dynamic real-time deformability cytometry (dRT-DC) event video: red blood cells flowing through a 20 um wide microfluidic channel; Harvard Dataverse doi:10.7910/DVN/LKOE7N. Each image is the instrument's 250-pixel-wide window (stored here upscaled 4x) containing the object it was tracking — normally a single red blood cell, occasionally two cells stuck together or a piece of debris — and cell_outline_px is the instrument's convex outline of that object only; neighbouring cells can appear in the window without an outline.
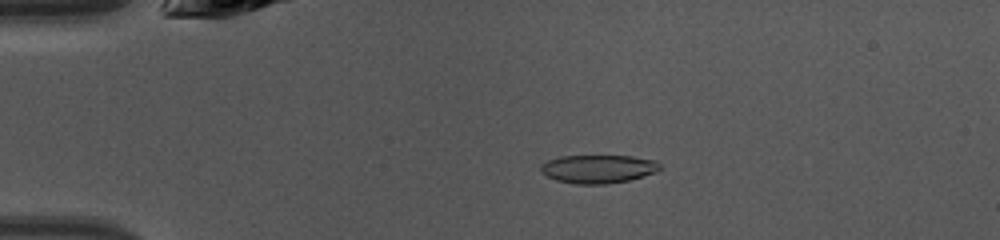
{"species": "common noctule bat (a hibernating species)", "species_latin": "Nyctalus noctula", "temperature_condition": "warm", "stored_images_in_passage": 46, "camera_frame_rate_fps": 3000, "um_per_image_px": 0.085, "animal": {"sex": "female", "body_mass_g": 10.0, "forearm_length_mm": 53.1}, "frame": {"image": 1, "passage_image": 10, "time_ms": 3.0, "image_size_px": [1000, 240], "cell_outline_px": [[660, 168], [656, 172], [628, 180], [608, 184], [576, 184], [556, 180], [540, 172], [540, 164], [548, 160], [560, 156], [632, 156], [656, 160], [660, 164]], "centroid_in_image_um": [50.83, 14.35], "position_along_channel_um": 34.2, "area_um2": 19.71}}
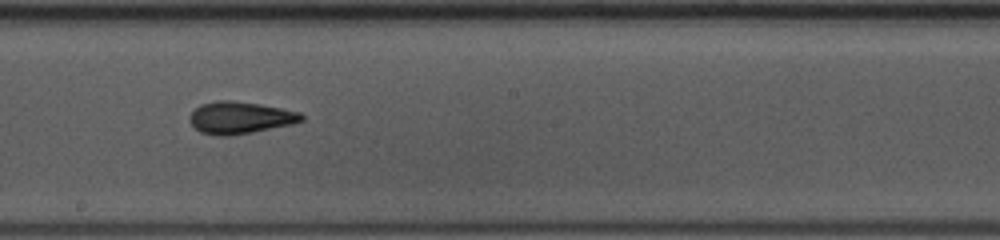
{"frame": {"image": 2, "passage_image": 26, "time_ms": 8.333, "image_size_px": [1000, 240], "cell_outline_px": [[304, 120], [292, 124], [252, 132], [228, 136], [216, 136], [200, 132], [192, 124], [188, 116], [200, 104], [216, 100], [228, 100], [260, 104], [300, 112], [304, 116]], "centroid_in_image_um": [20.39, 10.0], "position_along_channel_um": 227.8, "area_um2": 20.87}}
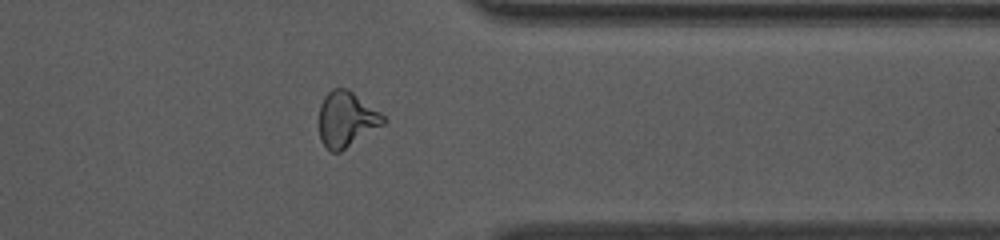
{"frame": {"image": 3, "passage_image": 37, "time_ms": 12.0, "image_size_px": [1000, 240], "cell_outline_px": [[388, 120], [384, 124], [340, 152], [332, 152], [320, 140], [320, 104], [324, 96], [332, 88], [348, 88], [380, 112]], "centroid_in_image_um": [29.45, 10.12], "position_along_channel_um": 381.9, "area_um2": 20.63}, "authors_computed_cell_mechanics": {"area_um2": 20.0855, "velocity_mm_per_s": 4.3522, "shape_relaxation_time_tau1_ms": 5.0866, "shape_relaxation_time_tau2_ms": 1.7833, "deformation_change_tau1": 0.2016, "deformation_change_tau2": 0.0982}}